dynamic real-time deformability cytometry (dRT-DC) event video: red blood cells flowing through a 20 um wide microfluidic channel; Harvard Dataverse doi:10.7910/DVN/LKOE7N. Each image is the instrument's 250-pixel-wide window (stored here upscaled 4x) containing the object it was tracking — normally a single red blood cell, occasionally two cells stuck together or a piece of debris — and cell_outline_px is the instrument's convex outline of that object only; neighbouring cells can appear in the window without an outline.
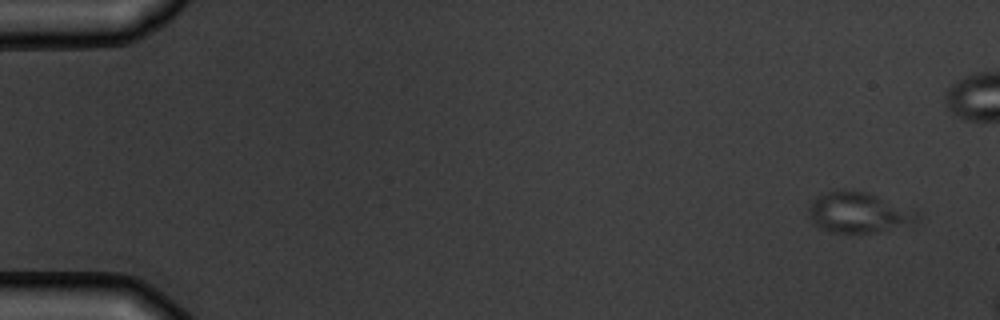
{"species": "common noctule bat (a hibernating species)", "species_latin": "Nyctalus noctula", "temperature_condition": "warm", "stored_images_in_passage": 3, "camera_frame_rate_fps": 3000, "um_per_image_px": 0.085, "animal": {"sex": "male", "body_mass_g": 19.5, "forearm_length_mm": 54.6}, "frame": {"image": 1, "passage_image": 1, "time_ms": 0.0, "image_size_px": [1000, 320], "cell_outline_px": [[920, 216], [916, 224], [876, 232], [832, 232], [820, 228], [812, 220], [808, 212], [808, 208], [812, 200], [816, 196], [836, 188], [868, 192], [916, 212]], "centroid_in_image_um": [72.95, 18.05], "position_along_channel_um": 12.0, "area_um2": 25.61}}